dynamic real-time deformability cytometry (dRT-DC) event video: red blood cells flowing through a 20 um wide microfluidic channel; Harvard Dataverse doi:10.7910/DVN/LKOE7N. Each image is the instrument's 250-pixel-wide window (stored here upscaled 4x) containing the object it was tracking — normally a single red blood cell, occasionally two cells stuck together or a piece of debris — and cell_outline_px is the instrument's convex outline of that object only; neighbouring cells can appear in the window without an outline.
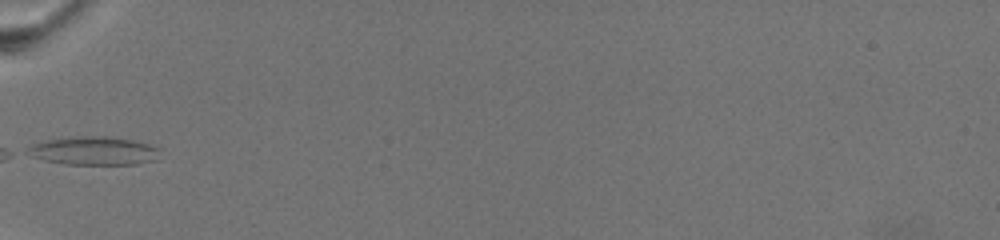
{"species": "common noctule bat (a hibernating species)", "species_latin": "Nyctalus noctula", "temperature_condition": "warm", "stored_images_in_passage": 7, "camera_frame_rate_fps": 3000, "um_per_image_px": 0.085, "animal": {"sex": "female", "body_mass_g": 19.5, "forearm_length_mm": 54.1}, "frame": {"image": 1, "passage_image": 1, "time_ms": 0.0, "image_size_px": [1000, 240], "cell_outline_px": [[160, 148], [152, 160], [136, 164], [68, 164], [44, 160], [20, 152], [32, 144], [44, 140], [60, 136], [108, 136], [132, 140], [148, 144]], "centroid_in_image_um": [7.83, 12.79], "position_along_channel_um": 77.2, "area_um2": 22.08}}